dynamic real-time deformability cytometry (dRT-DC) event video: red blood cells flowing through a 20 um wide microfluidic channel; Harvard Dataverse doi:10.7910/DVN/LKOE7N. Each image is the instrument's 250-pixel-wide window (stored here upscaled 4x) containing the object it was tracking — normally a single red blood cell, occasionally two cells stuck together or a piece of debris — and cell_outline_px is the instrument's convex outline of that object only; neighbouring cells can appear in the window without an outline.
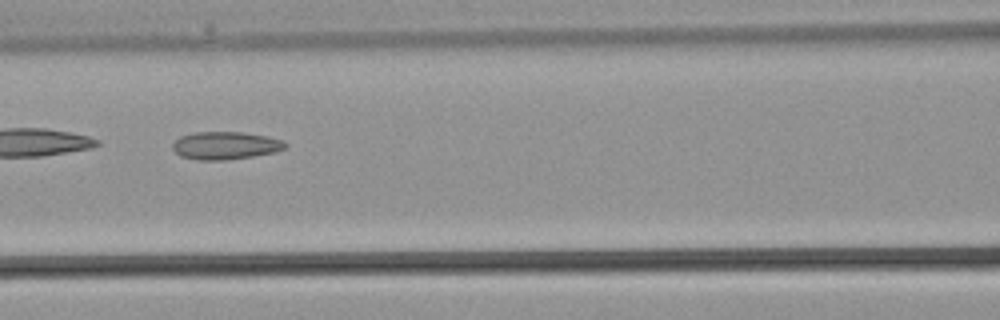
{"species": "common noctule bat (a hibernating species)", "species_latin": "Nyctalus noctula", "temperature_condition": "warm", "stored_images_in_passage": 34, "camera_frame_rate_fps": 3000, "um_per_image_px": 0.085, "animal": {"sex": "male", "body_mass_g": 21.5, "forearm_length_mm": 52.0}, "frame": {"image": 1, "passage_image": 15, "time_ms": 4.667, "image_size_px": [1000, 320], "cell_outline_px": [[288, 144], [284, 148], [272, 152], [252, 156], [224, 160], [196, 160], [180, 156], [172, 148], [172, 144], [180, 136], [196, 132], [240, 132], [268, 136], [284, 140]], "centroid_in_image_um": [19.14, 12.36], "position_along_channel_um": 147.5, "area_um2": 18.15}}